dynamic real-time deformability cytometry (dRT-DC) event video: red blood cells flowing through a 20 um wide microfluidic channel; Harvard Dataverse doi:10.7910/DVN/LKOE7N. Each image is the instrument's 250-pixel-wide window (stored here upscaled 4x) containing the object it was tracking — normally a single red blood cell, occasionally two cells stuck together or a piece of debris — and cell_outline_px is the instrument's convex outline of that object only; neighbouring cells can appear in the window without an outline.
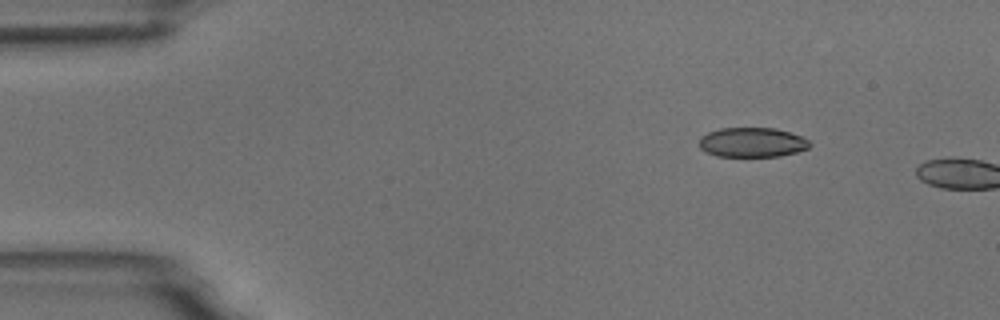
{"species": "common noctule bat (a hibernating species)", "species_latin": "Nyctalus noctula", "temperature_condition": "room temperature", "stored_images_in_passage": 3, "camera_frame_rate_fps": 3000, "um_per_image_px": 0.085, "animal": {"sex": "male", "body_mass_g": 18.8}, "frame": {"image": 1, "passage_image": 1, "time_ms": 0.0, "image_size_px": [1000, 320], "cell_outline_px": [[812, 144], [808, 148], [796, 152], [780, 156], [716, 156], [704, 152], [700, 148], [700, 136], [708, 132], [720, 128], [776, 128], [800, 136], [808, 140]], "centroid_in_image_um": [63.91, 12.1], "position_along_channel_um": 21.1, "area_um2": 19.07}}